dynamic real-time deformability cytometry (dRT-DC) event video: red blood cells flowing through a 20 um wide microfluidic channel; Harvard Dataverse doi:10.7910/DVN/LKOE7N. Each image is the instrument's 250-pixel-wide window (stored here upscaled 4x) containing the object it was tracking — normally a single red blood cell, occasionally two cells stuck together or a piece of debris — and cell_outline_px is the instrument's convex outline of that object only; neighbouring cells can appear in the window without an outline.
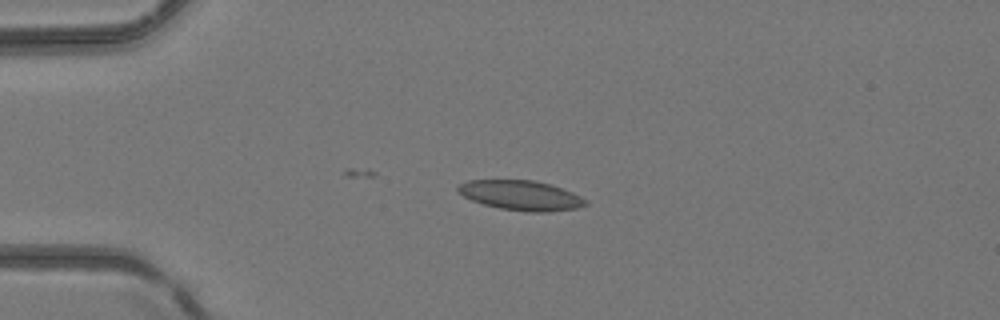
{"species": "common noctule bat (a hibernating species)", "species_latin": "Nyctalus noctula", "temperature_condition": "room temperature", "stored_images_in_passage": 4, "camera_frame_rate_fps": 3000, "um_per_image_px": 0.085, "animal": {"sex": "female", "body_mass_g": 24.6, "forearm_length_mm": 56.2}, "frame": {"image": 1, "passage_image": 3, "time_ms": 2.333, "image_size_px": [1000, 320], "cell_outline_px": [[588, 204], [576, 208], [548, 212], [524, 212], [500, 208], [484, 204], [472, 200], [456, 192], [456, 188], [460, 184], [468, 180], [536, 180], [552, 184], [572, 192], [588, 200]], "centroid_in_image_um": [44.29, 16.6], "position_along_channel_um": 40.7, "area_um2": 22.31}}